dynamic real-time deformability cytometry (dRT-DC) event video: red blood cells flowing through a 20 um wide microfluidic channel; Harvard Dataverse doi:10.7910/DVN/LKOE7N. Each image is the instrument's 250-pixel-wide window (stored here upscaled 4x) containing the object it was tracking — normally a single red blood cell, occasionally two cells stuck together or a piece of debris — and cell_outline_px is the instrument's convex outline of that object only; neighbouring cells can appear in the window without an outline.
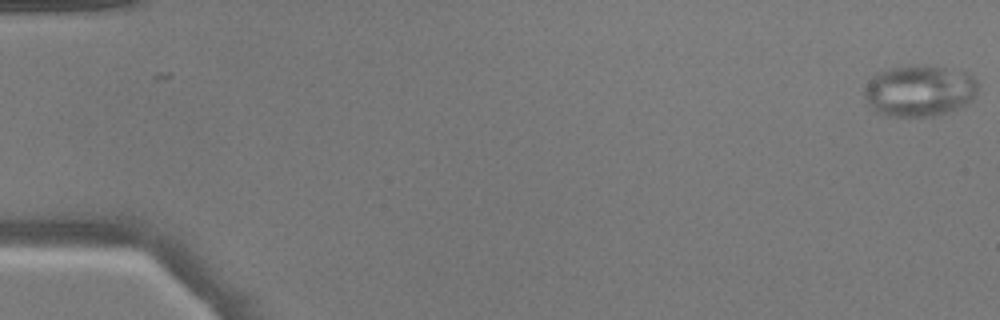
{"species": "common noctule bat (a hibernating species)", "species_latin": "Nyctalus noctula", "temperature_condition": "warm", "stored_images_in_passage": 51, "camera_frame_rate_fps": 3000, "um_per_image_px": 0.085, "animal": {"sex": "male", "body_mass_g": 17.9}, "frame": {"image": 1, "passage_image": 1, "time_ms": 0.0, "image_size_px": [1000, 320], "cell_outline_px": [[976, 96], [972, 100], [948, 112], [932, 116], [884, 116], [876, 112], [872, 108], [864, 96], [864, 88], [880, 72], [892, 68], [944, 68], [964, 72], [972, 76], [976, 80]], "centroid_in_image_um": [78.15, 7.77], "position_along_channel_um": 6.9, "area_um2": 32.77}}
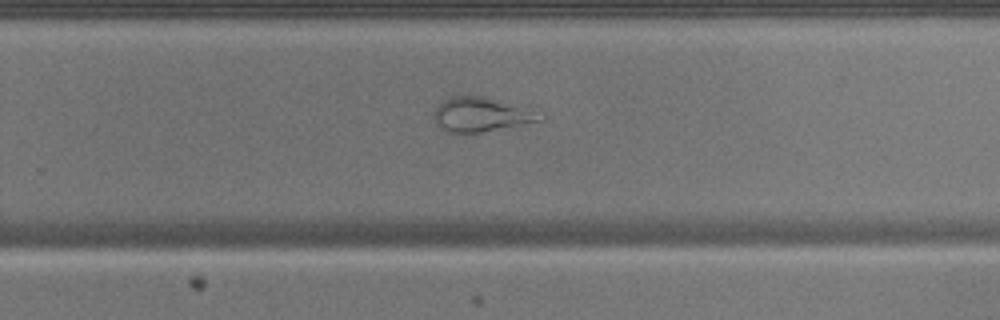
{"frame": {"image": 2, "passage_image": 34, "time_ms": 11.0, "image_size_px": [1000, 320], "cell_outline_px": [[544, 120], [480, 132], [448, 132], [436, 124], [432, 116], [432, 112], [440, 100], [448, 96], [484, 96], [536, 104], [544, 112]], "centroid_in_image_um": [41.08, 9.66], "position_along_channel_um": 288.7, "area_um2": 22.77}}
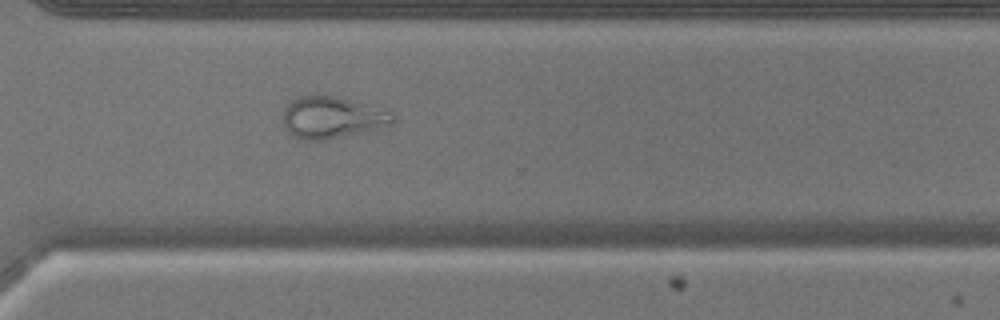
{"frame": {"image": 3, "passage_image": 38, "time_ms": 12.333, "image_size_px": [1000, 320], "cell_outline_px": [[396, 120], [388, 128], [328, 140], [300, 140], [292, 136], [288, 132], [284, 124], [284, 108], [292, 100], [300, 96], [312, 92], [324, 92], [392, 112], [396, 116]], "centroid_in_image_um": [28.26, 9.98], "position_along_channel_um": 342.3, "area_um2": 27.92}}